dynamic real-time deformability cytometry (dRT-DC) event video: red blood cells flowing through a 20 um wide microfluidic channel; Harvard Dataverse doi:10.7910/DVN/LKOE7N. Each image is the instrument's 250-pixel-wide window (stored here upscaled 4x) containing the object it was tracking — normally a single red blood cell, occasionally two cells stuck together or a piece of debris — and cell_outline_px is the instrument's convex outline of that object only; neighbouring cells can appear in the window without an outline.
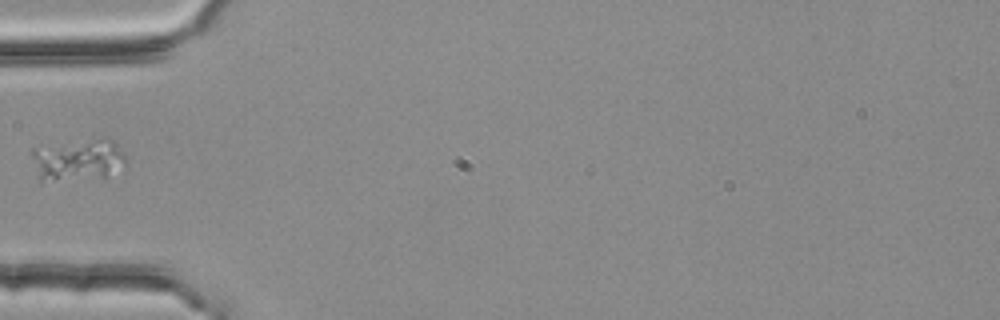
{"species": "common noctule bat (a hibernating species)", "species_latin": "Nyctalus noctula", "temperature_condition": "room temperature", "stored_images_in_passage": 4, "camera_frame_rate_fps": 3000, "um_per_image_px": 0.085, "animal": {"sex": "female", "body_mass_g": 25.1}, "frame": {"image": 1, "passage_image": 4, "time_ms": 1.0, "image_size_px": [1000, 320], "cell_outline_px": [[128, 164], [104, 180], [40, 184], [32, 156], [32, 148], [96, 140], [112, 140], [128, 156]], "centroid_in_image_um": [6.67, 13.74], "position_along_channel_um": 78.3, "area_um2": 23.93}}